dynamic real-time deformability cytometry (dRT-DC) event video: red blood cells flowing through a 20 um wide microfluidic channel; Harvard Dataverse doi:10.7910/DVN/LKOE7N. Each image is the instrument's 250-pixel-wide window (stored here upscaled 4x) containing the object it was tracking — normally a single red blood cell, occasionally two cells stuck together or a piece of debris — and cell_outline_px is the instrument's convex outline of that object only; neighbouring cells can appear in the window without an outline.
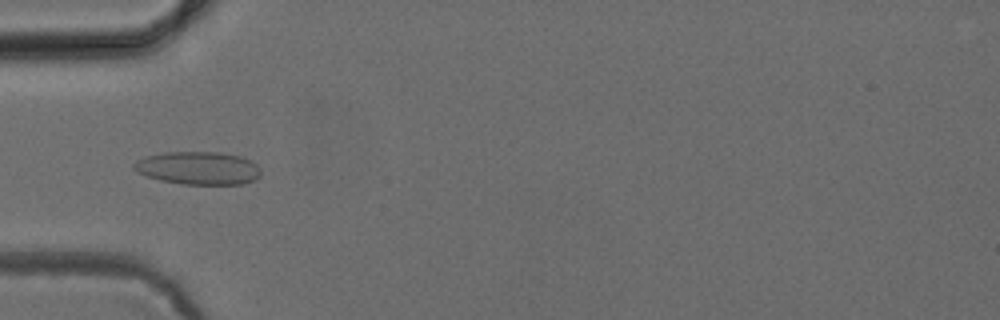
{"species": "common noctule bat (a hibernating species)", "species_latin": "Nyctalus noctula", "temperature_condition": "cold", "stored_images_in_passage": 5, "camera_frame_rate_fps": 3000, "um_per_image_px": 0.085, "animal": {"sex": "female", "body_mass_g": 24.6, "forearm_length_mm": 56.2}, "frame": {"image": 1, "passage_image": 5, "time_ms": 4.667, "image_size_px": [1000, 320], "cell_outline_px": [[260, 176], [256, 180], [240, 184], [180, 184], [160, 180], [136, 172], [132, 168], [132, 164], [136, 160], [144, 156], [164, 152], [220, 152], [240, 156], [256, 164], [260, 168]], "centroid_in_image_um": [16.82, 14.28], "position_along_channel_um": 68.2, "area_um2": 24.57}}